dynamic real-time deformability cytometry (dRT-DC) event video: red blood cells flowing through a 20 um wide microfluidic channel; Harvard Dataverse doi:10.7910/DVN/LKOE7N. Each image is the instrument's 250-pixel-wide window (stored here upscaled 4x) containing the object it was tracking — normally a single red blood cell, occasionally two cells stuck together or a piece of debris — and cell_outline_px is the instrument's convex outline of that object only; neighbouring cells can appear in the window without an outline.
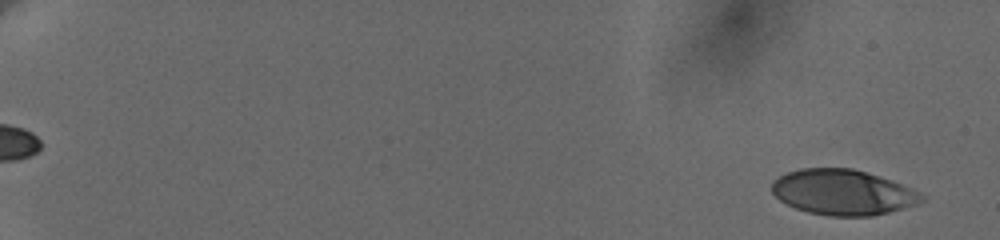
{"species": "human", "species_latin": "Homo sapiens", "temperature_condition": "cold", "stored_images_in_passage": 35, "camera_frame_rate_fps": 3000, "um_per_image_px": 0.085, "donor": {"sex": "female"}, "frame": {"image": 1, "passage_image": 3, "time_ms": 0.667, "image_size_px": [1000, 240], "cell_outline_px": [[924, 200], [916, 204], [888, 212], [872, 216], [828, 216], [808, 212], [796, 208], [780, 200], [772, 192], [772, 180], [788, 172], [800, 168], [852, 168], [880, 176], [892, 180], [912, 188], [920, 192], [924, 196]], "centroid_in_image_um": [71.65, 16.34], "position_along_channel_um": 13.4, "area_um2": 39.59}}
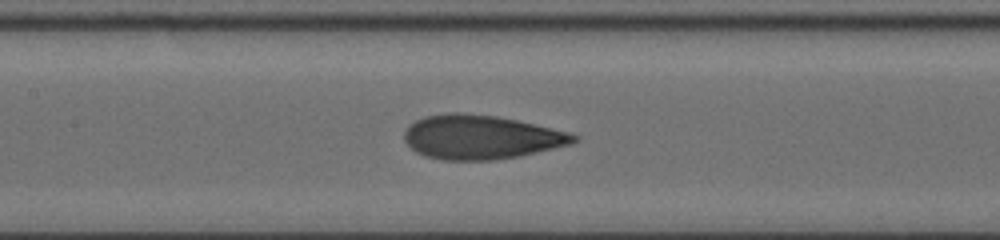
{"frame": {"image": 2, "passage_image": 20, "time_ms": 10.333, "image_size_px": [1000, 240], "cell_outline_px": [[580, 136], [572, 144], [520, 156], [492, 160], [444, 160], [424, 156], [416, 152], [404, 140], [404, 132], [408, 124], [424, 116], [452, 112], [460, 112], [496, 116], [516, 120], [568, 132]], "centroid_in_image_um": [40.85, 11.65], "position_along_channel_um": 166.6, "area_um2": 43.52}}
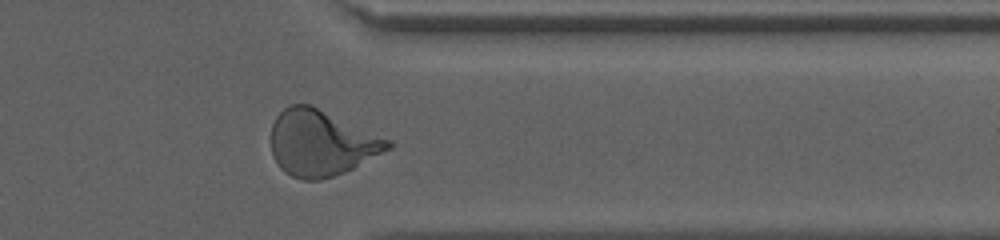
{"frame": {"image": 3, "passage_image": 32, "time_ms": 16.333, "image_size_px": [1000, 240], "cell_outline_px": [[392, 148], [344, 172], [320, 180], [304, 180], [292, 176], [284, 172], [280, 168], [272, 156], [272, 124], [276, 116], [288, 104], [312, 104], [392, 140]], "centroid_in_image_um": [27.31, 12.13], "position_along_channel_um": 384.1, "area_um2": 45.03}, "authors_computed_cell_mechanics": {"area_um2": 41.8472, "velocity_mm_per_s": 3.6442, "shape_relaxation_time_tau1_ms": 5.6022, "shape_relaxation_time_tau2_ms": 0.8132, "deformation_change_tau1": 0.1938, "deformation_change_tau2": 0.0701}}